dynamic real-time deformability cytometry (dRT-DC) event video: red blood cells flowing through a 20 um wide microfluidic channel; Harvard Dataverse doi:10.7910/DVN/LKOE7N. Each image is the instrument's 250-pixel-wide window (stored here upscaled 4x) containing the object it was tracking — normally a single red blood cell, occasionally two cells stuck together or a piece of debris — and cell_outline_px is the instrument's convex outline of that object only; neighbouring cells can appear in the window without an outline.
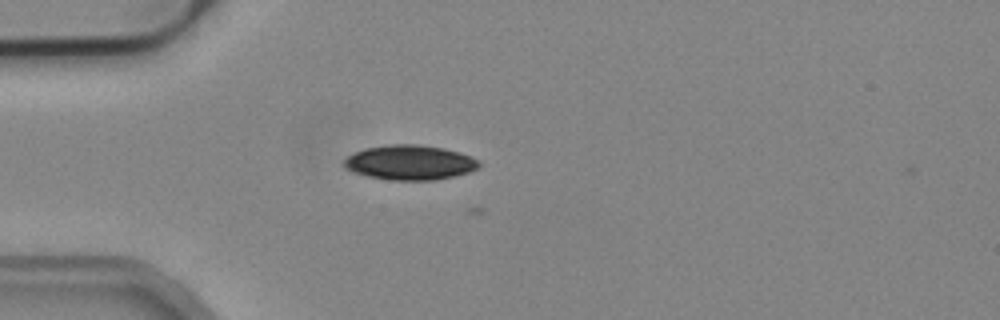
{"species": "common noctule bat (a hibernating species)", "species_latin": "Nyctalus noctula", "temperature_condition": "cold", "stored_images_in_passage": 3, "camera_frame_rate_fps": 3000, "um_per_image_px": 0.085, "animal": {"sex": "male", "body_mass_g": 19.2, "forearm_length_mm": 51.8}, "frame": {"image": 1, "passage_image": 2, "time_ms": 0.333, "image_size_px": [1000, 320], "cell_outline_px": [[480, 164], [476, 168], [468, 172], [452, 176], [432, 180], [392, 180], [368, 176], [344, 168], [344, 160], [348, 156], [364, 148], [388, 144], [416, 144], [444, 148], [468, 156], [476, 160]], "centroid_in_image_um": [34.78, 13.8], "position_along_channel_um": 50.2, "area_um2": 26.88}}